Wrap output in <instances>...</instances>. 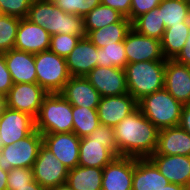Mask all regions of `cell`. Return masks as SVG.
Wrapping results in <instances>:
<instances>
[{"mask_svg": "<svg viewBox=\"0 0 190 190\" xmlns=\"http://www.w3.org/2000/svg\"><path fill=\"white\" fill-rule=\"evenodd\" d=\"M159 129L139 108L114 127L120 156L147 158L156 149Z\"/></svg>", "mask_w": 190, "mask_h": 190, "instance_id": "cell-1", "label": "cell"}, {"mask_svg": "<svg viewBox=\"0 0 190 190\" xmlns=\"http://www.w3.org/2000/svg\"><path fill=\"white\" fill-rule=\"evenodd\" d=\"M26 18L43 27L50 35H87L84 17L65 13L55 3L33 0Z\"/></svg>", "mask_w": 190, "mask_h": 190, "instance_id": "cell-2", "label": "cell"}, {"mask_svg": "<svg viewBox=\"0 0 190 190\" xmlns=\"http://www.w3.org/2000/svg\"><path fill=\"white\" fill-rule=\"evenodd\" d=\"M166 60L143 61L125 67L128 93L137 101L164 88Z\"/></svg>", "mask_w": 190, "mask_h": 190, "instance_id": "cell-3", "label": "cell"}, {"mask_svg": "<svg viewBox=\"0 0 190 190\" xmlns=\"http://www.w3.org/2000/svg\"><path fill=\"white\" fill-rule=\"evenodd\" d=\"M35 129L41 134L73 132L72 105L60 94H48L35 119Z\"/></svg>", "mask_w": 190, "mask_h": 190, "instance_id": "cell-4", "label": "cell"}, {"mask_svg": "<svg viewBox=\"0 0 190 190\" xmlns=\"http://www.w3.org/2000/svg\"><path fill=\"white\" fill-rule=\"evenodd\" d=\"M182 107L165 88L138 101L142 114L159 130L179 125Z\"/></svg>", "mask_w": 190, "mask_h": 190, "instance_id": "cell-5", "label": "cell"}, {"mask_svg": "<svg viewBox=\"0 0 190 190\" xmlns=\"http://www.w3.org/2000/svg\"><path fill=\"white\" fill-rule=\"evenodd\" d=\"M35 71L37 84L48 94L60 93L71 77L65 58L50 50L35 54Z\"/></svg>", "mask_w": 190, "mask_h": 190, "instance_id": "cell-6", "label": "cell"}, {"mask_svg": "<svg viewBox=\"0 0 190 190\" xmlns=\"http://www.w3.org/2000/svg\"><path fill=\"white\" fill-rule=\"evenodd\" d=\"M42 145V134L34 130L19 141L7 145L0 152V168L9 172L12 168H33Z\"/></svg>", "mask_w": 190, "mask_h": 190, "instance_id": "cell-7", "label": "cell"}, {"mask_svg": "<svg viewBox=\"0 0 190 190\" xmlns=\"http://www.w3.org/2000/svg\"><path fill=\"white\" fill-rule=\"evenodd\" d=\"M48 93L37 83L13 84L5 96L6 107L26 113L34 119Z\"/></svg>", "mask_w": 190, "mask_h": 190, "instance_id": "cell-8", "label": "cell"}, {"mask_svg": "<svg viewBox=\"0 0 190 190\" xmlns=\"http://www.w3.org/2000/svg\"><path fill=\"white\" fill-rule=\"evenodd\" d=\"M32 169L34 180L45 189L65 184L69 172L68 168L43 144Z\"/></svg>", "mask_w": 190, "mask_h": 190, "instance_id": "cell-9", "label": "cell"}, {"mask_svg": "<svg viewBox=\"0 0 190 190\" xmlns=\"http://www.w3.org/2000/svg\"><path fill=\"white\" fill-rule=\"evenodd\" d=\"M35 130V119L5 107L0 114V144L4 147L25 138Z\"/></svg>", "mask_w": 190, "mask_h": 190, "instance_id": "cell-10", "label": "cell"}, {"mask_svg": "<svg viewBox=\"0 0 190 190\" xmlns=\"http://www.w3.org/2000/svg\"><path fill=\"white\" fill-rule=\"evenodd\" d=\"M125 53L128 64L166 60L162 53L161 41L153 37H147L131 28L124 39Z\"/></svg>", "mask_w": 190, "mask_h": 190, "instance_id": "cell-11", "label": "cell"}, {"mask_svg": "<svg viewBox=\"0 0 190 190\" xmlns=\"http://www.w3.org/2000/svg\"><path fill=\"white\" fill-rule=\"evenodd\" d=\"M85 77L101 97L120 96L128 93L124 69L96 66Z\"/></svg>", "mask_w": 190, "mask_h": 190, "instance_id": "cell-12", "label": "cell"}, {"mask_svg": "<svg viewBox=\"0 0 190 190\" xmlns=\"http://www.w3.org/2000/svg\"><path fill=\"white\" fill-rule=\"evenodd\" d=\"M42 144L68 170L78 166L80 138L73 132L42 134Z\"/></svg>", "mask_w": 190, "mask_h": 190, "instance_id": "cell-13", "label": "cell"}, {"mask_svg": "<svg viewBox=\"0 0 190 190\" xmlns=\"http://www.w3.org/2000/svg\"><path fill=\"white\" fill-rule=\"evenodd\" d=\"M138 108V101L129 93L101 97L97 107L100 124L115 127Z\"/></svg>", "mask_w": 190, "mask_h": 190, "instance_id": "cell-14", "label": "cell"}, {"mask_svg": "<svg viewBox=\"0 0 190 190\" xmlns=\"http://www.w3.org/2000/svg\"><path fill=\"white\" fill-rule=\"evenodd\" d=\"M135 157H116L103 168L102 190H132Z\"/></svg>", "mask_w": 190, "mask_h": 190, "instance_id": "cell-15", "label": "cell"}, {"mask_svg": "<svg viewBox=\"0 0 190 190\" xmlns=\"http://www.w3.org/2000/svg\"><path fill=\"white\" fill-rule=\"evenodd\" d=\"M50 40L51 35L43 27L22 18L17 29L14 49L37 54L49 50Z\"/></svg>", "mask_w": 190, "mask_h": 190, "instance_id": "cell-16", "label": "cell"}, {"mask_svg": "<svg viewBox=\"0 0 190 190\" xmlns=\"http://www.w3.org/2000/svg\"><path fill=\"white\" fill-rule=\"evenodd\" d=\"M148 158L170 183L188 188L190 184V156L152 154Z\"/></svg>", "mask_w": 190, "mask_h": 190, "instance_id": "cell-17", "label": "cell"}, {"mask_svg": "<svg viewBox=\"0 0 190 190\" xmlns=\"http://www.w3.org/2000/svg\"><path fill=\"white\" fill-rule=\"evenodd\" d=\"M164 88L182 105L190 104V67L166 60Z\"/></svg>", "mask_w": 190, "mask_h": 190, "instance_id": "cell-18", "label": "cell"}, {"mask_svg": "<svg viewBox=\"0 0 190 190\" xmlns=\"http://www.w3.org/2000/svg\"><path fill=\"white\" fill-rule=\"evenodd\" d=\"M60 94L72 105L97 109L101 96L83 76H71Z\"/></svg>", "mask_w": 190, "mask_h": 190, "instance_id": "cell-19", "label": "cell"}, {"mask_svg": "<svg viewBox=\"0 0 190 190\" xmlns=\"http://www.w3.org/2000/svg\"><path fill=\"white\" fill-rule=\"evenodd\" d=\"M65 60L71 76L85 77L96 67L97 47L86 36L82 37Z\"/></svg>", "mask_w": 190, "mask_h": 190, "instance_id": "cell-20", "label": "cell"}, {"mask_svg": "<svg viewBox=\"0 0 190 190\" xmlns=\"http://www.w3.org/2000/svg\"><path fill=\"white\" fill-rule=\"evenodd\" d=\"M3 54L13 84L37 83L35 54L16 49H11Z\"/></svg>", "mask_w": 190, "mask_h": 190, "instance_id": "cell-21", "label": "cell"}, {"mask_svg": "<svg viewBox=\"0 0 190 190\" xmlns=\"http://www.w3.org/2000/svg\"><path fill=\"white\" fill-rule=\"evenodd\" d=\"M153 154L190 156V134L180 125L159 130Z\"/></svg>", "mask_w": 190, "mask_h": 190, "instance_id": "cell-22", "label": "cell"}, {"mask_svg": "<svg viewBox=\"0 0 190 190\" xmlns=\"http://www.w3.org/2000/svg\"><path fill=\"white\" fill-rule=\"evenodd\" d=\"M170 182L147 158H135L132 190H161Z\"/></svg>", "mask_w": 190, "mask_h": 190, "instance_id": "cell-23", "label": "cell"}, {"mask_svg": "<svg viewBox=\"0 0 190 190\" xmlns=\"http://www.w3.org/2000/svg\"><path fill=\"white\" fill-rule=\"evenodd\" d=\"M116 157L117 156L107 148V142L93 141L88 137L80 138L79 166L103 169Z\"/></svg>", "mask_w": 190, "mask_h": 190, "instance_id": "cell-24", "label": "cell"}, {"mask_svg": "<svg viewBox=\"0 0 190 190\" xmlns=\"http://www.w3.org/2000/svg\"><path fill=\"white\" fill-rule=\"evenodd\" d=\"M103 169L76 166L70 169L66 184L72 190H102Z\"/></svg>", "mask_w": 190, "mask_h": 190, "instance_id": "cell-25", "label": "cell"}, {"mask_svg": "<svg viewBox=\"0 0 190 190\" xmlns=\"http://www.w3.org/2000/svg\"><path fill=\"white\" fill-rule=\"evenodd\" d=\"M131 29V21L123 17L119 22L103 28L90 31L86 37L97 47L102 48L112 43L124 41L127 32Z\"/></svg>", "mask_w": 190, "mask_h": 190, "instance_id": "cell-26", "label": "cell"}, {"mask_svg": "<svg viewBox=\"0 0 190 190\" xmlns=\"http://www.w3.org/2000/svg\"><path fill=\"white\" fill-rule=\"evenodd\" d=\"M190 32V23L170 25L165 29L161 41L162 53L166 60H174L185 45Z\"/></svg>", "mask_w": 190, "mask_h": 190, "instance_id": "cell-27", "label": "cell"}, {"mask_svg": "<svg viewBox=\"0 0 190 190\" xmlns=\"http://www.w3.org/2000/svg\"><path fill=\"white\" fill-rule=\"evenodd\" d=\"M131 28L141 35L161 40L166 29L161 17V7L158 6L134 19Z\"/></svg>", "mask_w": 190, "mask_h": 190, "instance_id": "cell-28", "label": "cell"}, {"mask_svg": "<svg viewBox=\"0 0 190 190\" xmlns=\"http://www.w3.org/2000/svg\"><path fill=\"white\" fill-rule=\"evenodd\" d=\"M73 133L79 138L88 137L99 125L97 109L72 106Z\"/></svg>", "mask_w": 190, "mask_h": 190, "instance_id": "cell-29", "label": "cell"}, {"mask_svg": "<svg viewBox=\"0 0 190 190\" xmlns=\"http://www.w3.org/2000/svg\"><path fill=\"white\" fill-rule=\"evenodd\" d=\"M123 17L115 9L100 4L84 16L86 33L119 22Z\"/></svg>", "mask_w": 190, "mask_h": 190, "instance_id": "cell-30", "label": "cell"}, {"mask_svg": "<svg viewBox=\"0 0 190 190\" xmlns=\"http://www.w3.org/2000/svg\"><path fill=\"white\" fill-rule=\"evenodd\" d=\"M161 17L166 28L170 25H181L188 22L190 1L187 0H162Z\"/></svg>", "mask_w": 190, "mask_h": 190, "instance_id": "cell-31", "label": "cell"}, {"mask_svg": "<svg viewBox=\"0 0 190 190\" xmlns=\"http://www.w3.org/2000/svg\"><path fill=\"white\" fill-rule=\"evenodd\" d=\"M97 53L98 60H96V66L125 69L128 64L124 41L97 48Z\"/></svg>", "mask_w": 190, "mask_h": 190, "instance_id": "cell-32", "label": "cell"}, {"mask_svg": "<svg viewBox=\"0 0 190 190\" xmlns=\"http://www.w3.org/2000/svg\"><path fill=\"white\" fill-rule=\"evenodd\" d=\"M20 18L0 14V53L14 49Z\"/></svg>", "mask_w": 190, "mask_h": 190, "instance_id": "cell-33", "label": "cell"}, {"mask_svg": "<svg viewBox=\"0 0 190 190\" xmlns=\"http://www.w3.org/2000/svg\"><path fill=\"white\" fill-rule=\"evenodd\" d=\"M82 37V35L53 34L51 35L49 50L65 58Z\"/></svg>", "mask_w": 190, "mask_h": 190, "instance_id": "cell-34", "label": "cell"}, {"mask_svg": "<svg viewBox=\"0 0 190 190\" xmlns=\"http://www.w3.org/2000/svg\"><path fill=\"white\" fill-rule=\"evenodd\" d=\"M56 6L63 12L84 17L94 7L101 4V0H57Z\"/></svg>", "mask_w": 190, "mask_h": 190, "instance_id": "cell-35", "label": "cell"}, {"mask_svg": "<svg viewBox=\"0 0 190 190\" xmlns=\"http://www.w3.org/2000/svg\"><path fill=\"white\" fill-rule=\"evenodd\" d=\"M33 0H0V14L26 18Z\"/></svg>", "mask_w": 190, "mask_h": 190, "instance_id": "cell-36", "label": "cell"}, {"mask_svg": "<svg viewBox=\"0 0 190 190\" xmlns=\"http://www.w3.org/2000/svg\"><path fill=\"white\" fill-rule=\"evenodd\" d=\"M89 139L98 142H107V148L110 149L117 157L120 156V151L115 141L114 128L100 124L90 135Z\"/></svg>", "mask_w": 190, "mask_h": 190, "instance_id": "cell-37", "label": "cell"}, {"mask_svg": "<svg viewBox=\"0 0 190 190\" xmlns=\"http://www.w3.org/2000/svg\"><path fill=\"white\" fill-rule=\"evenodd\" d=\"M34 180L32 168H12L8 172L7 178V190L10 187H22L27 186Z\"/></svg>", "mask_w": 190, "mask_h": 190, "instance_id": "cell-38", "label": "cell"}, {"mask_svg": "<svg viewBox=\"0 0 190 190\" xmlns=\"http://www.w3.org/2000/svg\"><path fill=\"white\" fill-rule=\"evenodd\" d=\"M162 0H131L130 21L147 13L148 11L157 8Z\"/></svg>", "mask_w": 190, "mask_h": 190, "instance_id": "cell-39", "label": "cell"}, {"mask_svg": "<svg viewBox=\"0 0 190 190\" xmlns=\"http://www.w3.org/2000/svg\"><path fill=\"white\" fill-rule=\"evenodd\" d=\"M12 86L13 81L7 68L4 54L0 53V93L6 96Z\"/></svg>", "mask_w": 190, "mask_h": 190, "instance_id": "cell-40", "label": "cell"}, {"mask_svg": "<svg viewBox=\"0 0 190 190\" xmlns=\"http://www.w3.org/2000/svg\"><path fill=\"white\" fill-rule=\"evenodd\" d=\"M101 4L115 9L130 20L131 0H101Z\"/></svg>", "mask_w": 190, "mask_h": 190, "instance_id": "cell-41", "label": "cell"}, {"mask_svg": "<svg viewBox=\"0 0 190 190\" xmlns=\"http://www.w3.org/2000/svg\"><path fill=\"white\" fill-rule=\"evenodd\" d=\"M174 60L180 64L190 67V32L184 47Z\"/></svg>", "mask_w": 190, "mask_h": 190, "instance_id": "cell-42", "label": "cell"}, {"mask_svg": "<svg viewBox=\"0 0 190 190\" xmlns=\"http://www.w3.org/2000/svg\"><path fill=\"white\" fill-rule=\"evenodd\" d=\"M179 125L190 134V104L183 105Z\"/></svg>", "mask_w": 190, "mask_h": 190, "instance_id": "cell-43", "label": "cell"}, {"mask_svg": "<svg viewBox=\"0 0 190 190\" xmlns=\"http://www.w3.org/2000/svg\"><path fill=\"white\" fill-rule=\"evenodd\" d=\"M8 190H46L38 182L33 180L27 186L22 187H10Z\"/></svg>", "mask_w": 190, "mask_h": 190, "instance_id": "cell-44", "label": "cell"}, {"mask_svg": "<svg viewBox=\"0 0 190 190\" xmlns=\"http://www.w3.org/2000/svg\"><path fill=\"white\" fill-rule=\"evenodd\" d=\"M8 172L0 168V190H7Z\"/></svg>", "mask_w": 190, "mask_h": 190, "instance_id": "cell-45", "label": "cell"}, {"mask_svg": "<svg viewBox=\"0 0 190 190\" xmlns=\"http://www.w3.org/2000/svg\"><path fill=\"white\" fill-rule=\"evenodd\" d=\"M161 190H188V188L182 185L169 183L167 186L163 187V189Z\"/></svg>", "mask_w": 190, "mask_h": 190, "instance_id": "cell-46", "label": "cell"}, {"mask_svg": "<svg viewBox=\"0 0 190 190\" xmlns=\"http://www.w3.org/2000/svg\"><path fill=\"white\" fill-rule=\"evenodd\" d=\"M46 190H72L66 183Z\"/></svg>", "mask_w": 190, "mask_h": 190, "instance_id": "cell-47", "label": "cell"}, {"mask_svg": "<svg viewBox=\"0 0 190 190\" xmlns=\"http://www.w3.org/2000/svg\"><path fill=\"white\" fill-rule=\"evenodd\" d=\"M6 107V100L5 96L0 93V114L2 113V110Z\"/></svg>", "mask_w": 190, "mask_h": 190, "instance_id": "cell-48", "label": "cell"}, {"mask_svg": "<svg viewBox=\"0 0 190 190\" xmlns=\"http://www.w3.org/2000/svg\"><path fill=\"white\" fill-rule=\"evenodd\" d=\"M39 1H42V2H49V3H55L57 0H39Z\"/></svg>", "mask_w": 190, "mask_h": 190, "instance_id": "cell-49", "label": "cell"}, {"mask_svg": "<svg viewBox=\"0 0 190 190\" xmlns=\"http://www.w3.org/2000/svg\"><path fill=\"white\" fill-rule=\"evenodd\" d=\"M188 22L190 23V9H189V15H188Z\"/></svg>", "mask_w": 190, "mask_h": 190, "instance_id": "cell-50", "label": "cell"}, {"mask_svg": "<svg viewBox=\"0 0 190 190\" xmlns=\"http://www.w3.org/2000/svg\"><path fill=\"white\" fill-rule=\"evenodd\" d=\"M3 147H4V144H0V152H1Z\"/></svg>", "mask_w": 190, "mask_h": 190, "instance_id": "cell-51", "label": "cell"}]
</instances>
